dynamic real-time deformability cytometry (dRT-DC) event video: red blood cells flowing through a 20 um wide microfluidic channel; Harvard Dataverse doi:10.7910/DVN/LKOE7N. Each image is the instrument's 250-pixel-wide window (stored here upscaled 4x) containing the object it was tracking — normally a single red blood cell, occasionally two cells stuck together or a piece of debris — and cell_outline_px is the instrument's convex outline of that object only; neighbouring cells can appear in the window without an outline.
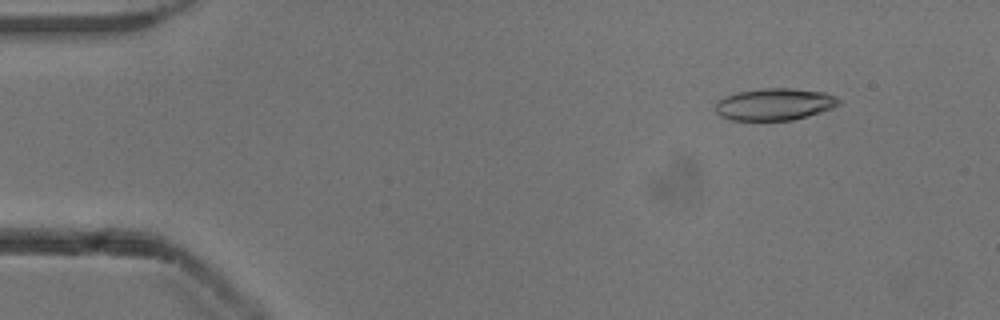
{"species": "common noctule bat (a hibernating species)", "species_latin": "Nyctalus noctula", "temperature_condition": "cold", "stored_images_in_passage": 52, "camera_frame_rate_fps": 3000, "um_per_image_px": 0.085, "animal": {"sex": "male", "body_mass_g": 13.3}, "frame": {"image": 1, "passage_image": 6, "time_ms": 1.667, "image_size_px": [1000, 320], "cell_outline_px": [[840, 104], [832, 108], [808, 116], [792, 120], [732, 120], [720, 116], [716, 112], [716, 100], [724, 96], [736, 92], [760, 88], [792, 88], [824, 92], [836, 96], [840, 100]], "centroid_in_image_um": [65.82, 8.85], "position_along_channel_um": 19.2, "area_um2": 23.18}}
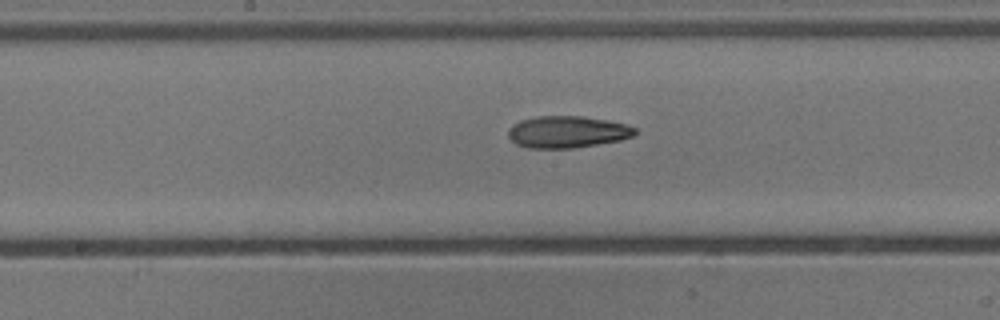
{"frame": {"image": 2, "passage_image": 27, "time_ms": 8.667, "image_size_px": [1000, 320], "cell_outline_px": [[636, 132], [632, 136], [620, 140], [572, 148], [528, 148], [516, 144], [508, 136], [508, 132], [512, 124], [520, 120], [536, 116], [584, 116], [608, 120], [624, 124], [636, 128]], "centroid_in_image_um": [48.19, 11.2], "position_along_channel_um": 200.0, "area_um2": 23.47}}
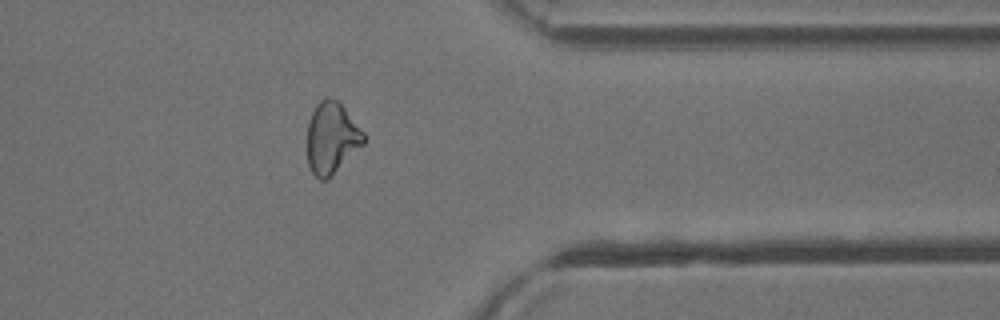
{"frame": {"image": 3, "passage_image": 42, "time_ms": 13.667, "image_size_px": [1000, 320], "cell_outline_px": [[364, 144], [328, 180], [320, 180], [312, 172], [308, 164], [308, 124], [312, 112], [316, 104], [324, 96], [328, 96], [336, 100], [344, 108], [364, 132]], "centroid_in_image_um": [28.19, 11.74], "position_along_channel_um": 383.2, "area_um2": 23.47}, "authors_computed_cell_mechanics": {"area_um2": 23.4668, "velocity_mm_per_s": 3.9135, "shape_relaxation_time_tau1_ms": 9.6196, "shape_relaxation_time_tau2_ms": 3.3839, "deformation_change_tau1": 0.2326, "deformation_change_tau2": 0.1165}}